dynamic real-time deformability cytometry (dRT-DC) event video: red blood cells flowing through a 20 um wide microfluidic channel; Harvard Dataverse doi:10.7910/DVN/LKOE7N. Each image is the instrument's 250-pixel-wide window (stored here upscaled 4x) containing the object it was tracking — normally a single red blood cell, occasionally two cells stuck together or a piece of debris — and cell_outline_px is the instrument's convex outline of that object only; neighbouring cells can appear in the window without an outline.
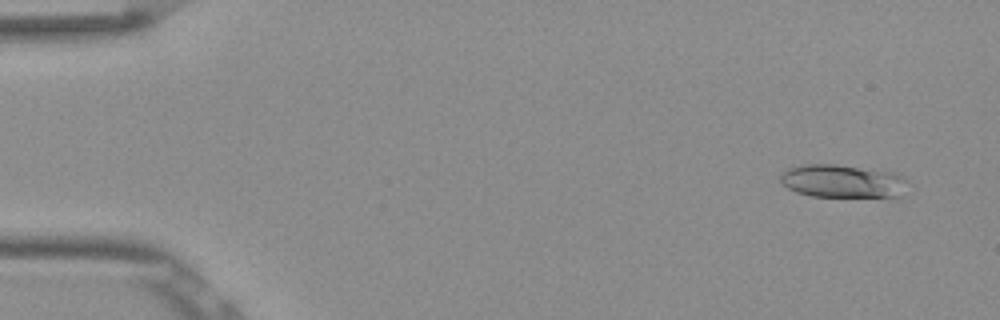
{"species": "Egyptian fruit bat (a non-hibernating species)", "species_latin": "Rousettus aegyptiacus", "temperature_condition": "room temperature", "stored_images_in_passage": 50, "camera_frame_rate_fps": 3000, "um_per_image_px": 0.085, "frame": {"image": 1, "passage_image": 1, "time_ms": 0.0, "image_size_px": [1000, 320], "cell_outline_px": [[904, 180], [900, 200], [896, 200], [812, 196], [796, 192], [788, 188], [780, 180], [780, 172], [788, 168], [804, 164], [836, 164], [896, 172], [904, 176]], "centroid_in_image_um": [71.68, 15.45], "position_along_channel_um": 13.3, "area_um2": 25.66}}
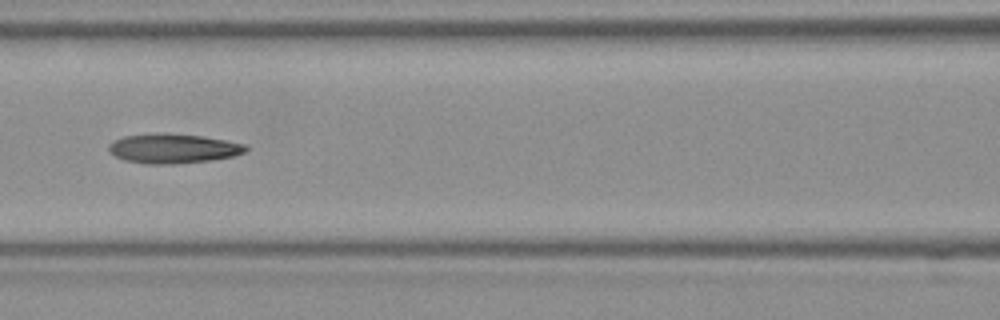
{"frame": {"image": 2, "passage_image": 21, "time_ms": 6.667, "image_size_px": [1000, 320], "cell_outline_px": [[248, 148], [244, 152], [232, 156], [212, 160], [176, 164], [144, 164], [124, 160], [108, 152], [108, 144], [112, 140], [124, 136], [156, 132], [164, 132], [200, 136], [224, 140], [244, 144]], "centroid_in_image_um": [14.64, 12.62], "position_along_channel_um": 152.0, "area_um2": 23.81}}
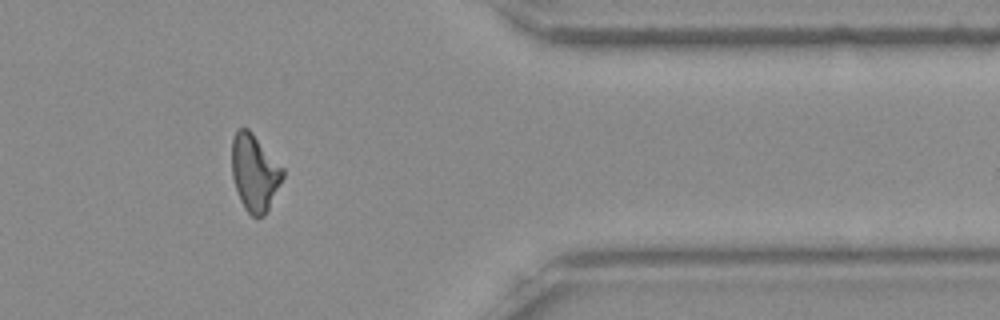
{"frame": {"image": 3, "passage_image": 41, "time_ms": 13.333, "image_size_px": [1000, 320], "cell_outline_px": [[284, 176], [264, 216], [252, 216], [244, 208], [240, 200], [232, 176], [232, 140], [236, 128], [248, 128], [252, 132], [284, 168]], "centroid_in_image_um": [21.63, 14.64], "position_along_channel_um": 389.8, "area_um2": 22.66}, "authors_computed_cell_mechanics": {"area_um2": 22.831, "velocity_mm_per_s": 3.8583, "shape_relaxation_time_tau1_ms": null, "shape_relaxation_time_tau2_ms": 5.5537, "deformation_change_tau1": null, "deformation_change_tau2": 0.1603}}